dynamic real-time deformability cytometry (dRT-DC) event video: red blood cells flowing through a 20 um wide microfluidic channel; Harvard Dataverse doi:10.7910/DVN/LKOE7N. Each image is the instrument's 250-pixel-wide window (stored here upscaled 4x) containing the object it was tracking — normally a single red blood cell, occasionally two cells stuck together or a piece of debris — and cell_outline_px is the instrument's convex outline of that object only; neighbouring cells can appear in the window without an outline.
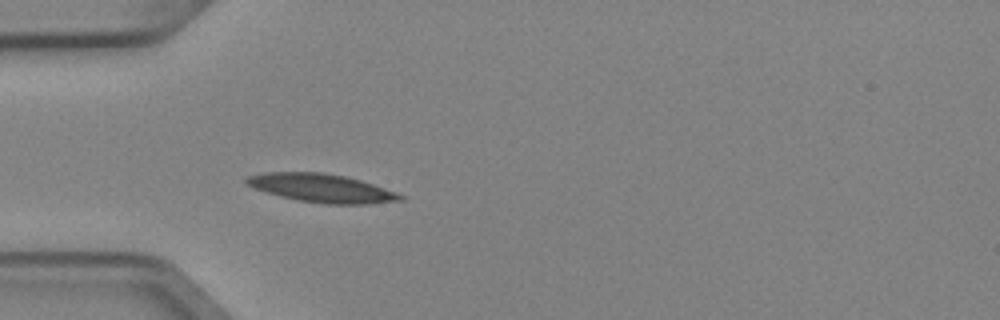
{"species": "Egyptian fruit bat (a non-hibernating species)", "species_latin": "Rousettus aegyptiacus", "temperature_condition": "cold", "stored_images_in_passage": 3, "camera_frame_rate_fps": 3000, "um_per_image_px": 0.085, "animal": {"sex": "female"}, "frame": {"image": 1, "passage_image": 3, "time_ms": 0.667, "image_size_px": [1000, 320], "cell_outline_px": [[404, 200], [368, 204], [324, 204], [300, 200], [280, 196], [244, 184], [244, 180], [248, 176], [264, 172], [324, 172], [344, 176], [360, 180], [396, 192], [404, 196]], "centroid_in_image_um": [27.34, 15.98], "position_along_channel_um": 57.7, "area_um2": 25.32}}